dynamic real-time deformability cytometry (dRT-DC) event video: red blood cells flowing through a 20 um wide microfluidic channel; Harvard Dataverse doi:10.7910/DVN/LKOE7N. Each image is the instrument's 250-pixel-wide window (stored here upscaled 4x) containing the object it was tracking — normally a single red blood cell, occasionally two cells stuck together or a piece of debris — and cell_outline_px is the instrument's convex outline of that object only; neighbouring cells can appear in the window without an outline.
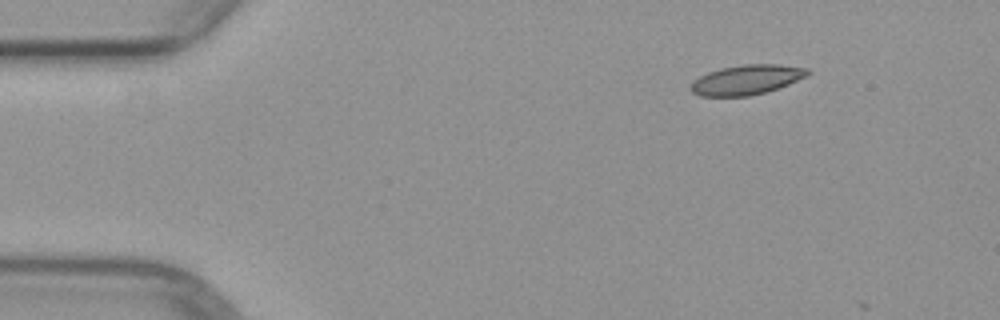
{"species": "common noctule bat (a hibernating species)", "species_latin": "Nyctalus noctula", "temperature_condition": "warm", "stored_images_in_passage": 2, "camera_frame_rate_fps": 3000, "um_per_image_px": 0.085, "animal": {"sex": "female", "body_mass_g": 29.2, "forearm_length_mm": 56.3}, "frame": {"image": 1, "passage_image": 1, "time_ms": 0.0, "image_size_px": [1000, 320], "cell_outline_px": [[812, 72], [808, 76], [788, 84], [764, 92], [748, 96], [700, 96], [692, 92], [688, 88], [692, 80], [708, 72], [720, 68], [744, 64], [780, 64], [808, 68]], "centroid_in_image_um": [63.45, 6.77], "position_along_channel_um": 21.6, "area_um2": 20.4}}